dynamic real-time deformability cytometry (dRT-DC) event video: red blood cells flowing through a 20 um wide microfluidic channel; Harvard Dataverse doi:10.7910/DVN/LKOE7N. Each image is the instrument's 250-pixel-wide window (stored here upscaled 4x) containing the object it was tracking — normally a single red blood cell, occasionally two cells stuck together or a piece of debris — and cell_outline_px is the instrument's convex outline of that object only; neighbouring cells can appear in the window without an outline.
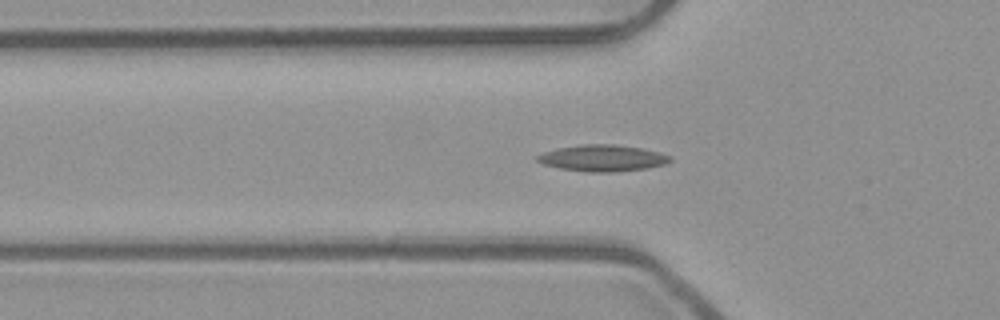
{"species": "common noctule bat (a hibernating species)", "species_latin": "Nyctalus noctula", "temperature_condition": "room temperature", "stored_images_in_passage": 31, "camera_frame_rate_fps": 3000, "um_per_image_px": 0.085, "animal": {"sex": "male", "body_mass_g": 23.1, "forearm_length_mm": 52.7}, "frame": {"image": 1, "passage_image": 12, "time_ms": 3.667, "image_size_px": [1000, 320], "cell_outline_px": [[672, 160], [664, 164], [648, 168], [616, 172], [584, 172], [560, 168], [544, 164], [536, 160], [536, 156], [544, 152], [556, 148], [580, 144], [612, 144], [640, 148], [660, 152], [672, 156]], "centroid_in_image_um": [51.22, 13.44], "position_along_channel_um": 74.6, "area_um2": 20.58}}
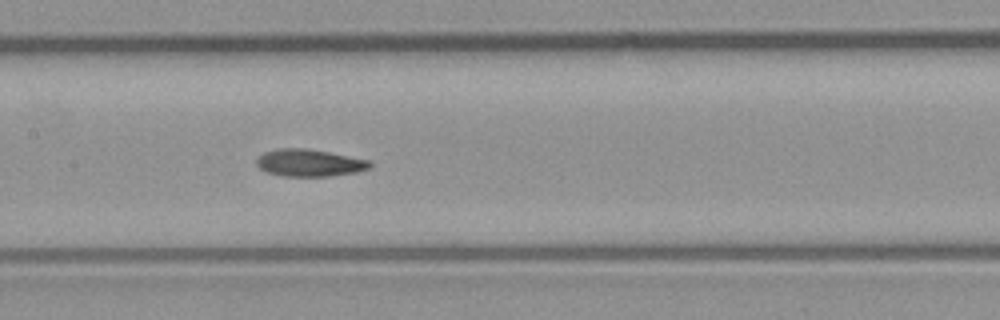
{"frame": {"image": 2, "passage_image": 20, "time_ms": 6.333, "image_size_px": [1000, 320], "cell_outline_px": [[372, 168], [356, 172], [328, 176], [280, 176], [268, 172], [260, 168], [256, 164], [256, 160], [264, 152], [276, 148], [304, 148], [328, 152], [372, 160]], "centroid_in_image_um": [26.33, 13.84], "position_along_channel_um": 181.1, "area_um2": 18.03}}
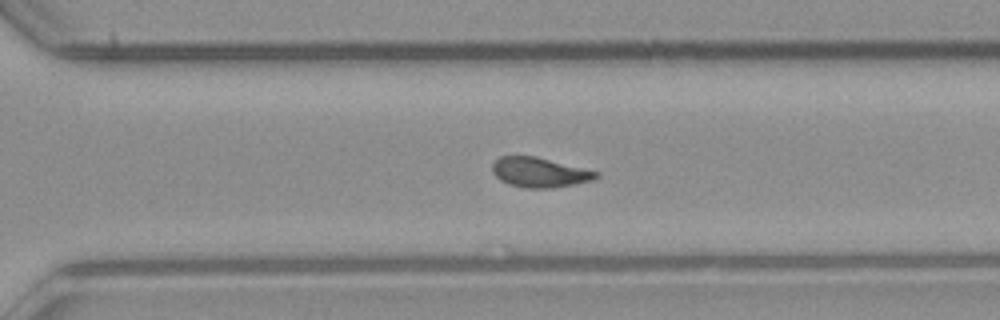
{"frame": {"image": 3, "passage_image": 31, "time_ms": 10.0, "image_size_px": [1000, 320], "cell_outline_px": [[600, 176], [592, 180], [552, 188], [524, 188], [508, 184], [500, 180], [492, 172], [492, 164], [500, 156], [536, 156], [600, 172]], "centroid_in_image_um": [45.85, 14.65], "position_along_channel_um": 324.7, "area_um2": 18.03}}